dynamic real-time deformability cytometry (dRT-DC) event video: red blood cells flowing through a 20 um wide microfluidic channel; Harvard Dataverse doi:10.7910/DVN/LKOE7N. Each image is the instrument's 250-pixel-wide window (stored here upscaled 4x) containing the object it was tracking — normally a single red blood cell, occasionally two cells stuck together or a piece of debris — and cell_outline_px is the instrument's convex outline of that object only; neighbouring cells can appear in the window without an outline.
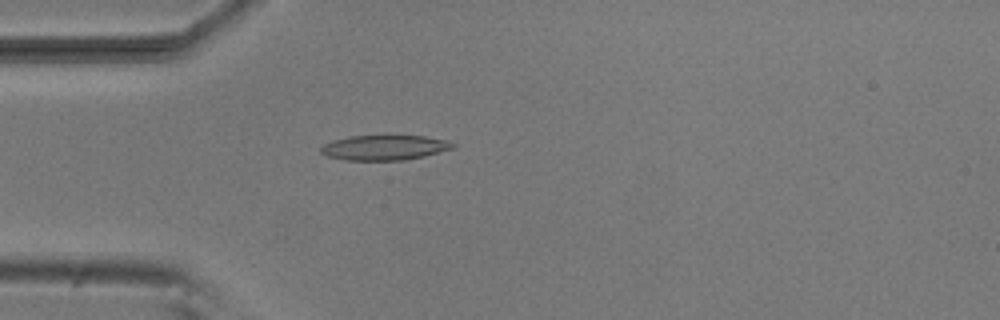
{"species": "common noctule bat (a hibernating species)", "species_latin": "Nyctalus noctula", "temperature_condition": "room temperature", "stored_images_in_passage": 42, "camera_frame_rate_fps": 3000, "um_per_image_px": 0.085, "animal": {"sex": "male", "body_mass_g": 20.5, "forearm_length_mm": 52.5}, "frame": {"image": 1, "passage_image": 4, "time_ms": 1.0, "image_size_px": [1000, 320], "cell_outline_px": [[456, 148], [424, 156], [404, 160], [344, 160], [328, 156], [320, 152], [320, 148], [324, 144], [332, 140], [348, 136], [424, 136], [448, 140], [456, 144]], "centroid_in_image_um": [32.7, 12.54], "position_along_channel_um": 52.3, "area_um2": 19.31}}
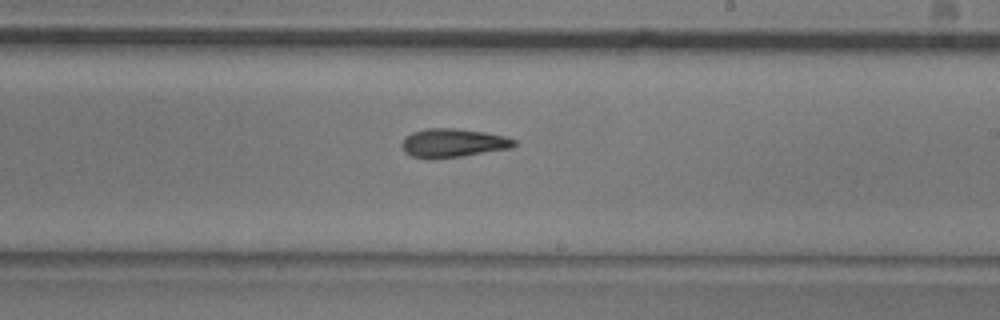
{"frame": {"image": 2, "passage_image": 20, "time_ms": 6.333, "image_size_px": [1000, 320], "cell_outline_px": [[516, 144], [512, 148], [460, 156], [432, 160], [412, 156], [404, 152], [400, 144], [404, 136], [412, 132], [428, 128], [456, 128], [484, 132], [504, 136], [516, 140]], "centroid_in_image_um": [38.45, 12.16], "position_along_channel_um": 250.5, "area_um2": 18.96}}
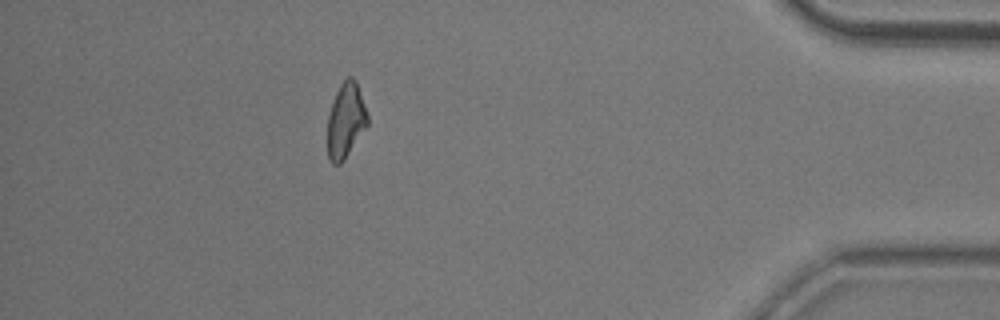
{"frame": {"image": 3, "passage_image": 36, "time_ms": 11.667, "image_size_px": [1000, 320], "cell_outline_px": [[368, 124], [344, 160], [340, 164], [332, 164], [328, 156], [328, 116], [332, 100], [340, 84], [348, 76], [352, 76], [356, 80], [368, 116]], "centroid_in_image_um": [29.38, 10.22], "position_along_channel_um": 405.8, "area_um2": 17.4}, "authors_computed_cell_mechanics": {"area_um2": 18.3226, "velocity_mm_per_s": 3.8406, "shape_relaxation_time_tau1_ms": 9.2107, "shape_relaxation_time_tau2_ms": 7.5303, "deformation_change_tau1": 0.2022, "deformation_change_tau2": 0.1904}}